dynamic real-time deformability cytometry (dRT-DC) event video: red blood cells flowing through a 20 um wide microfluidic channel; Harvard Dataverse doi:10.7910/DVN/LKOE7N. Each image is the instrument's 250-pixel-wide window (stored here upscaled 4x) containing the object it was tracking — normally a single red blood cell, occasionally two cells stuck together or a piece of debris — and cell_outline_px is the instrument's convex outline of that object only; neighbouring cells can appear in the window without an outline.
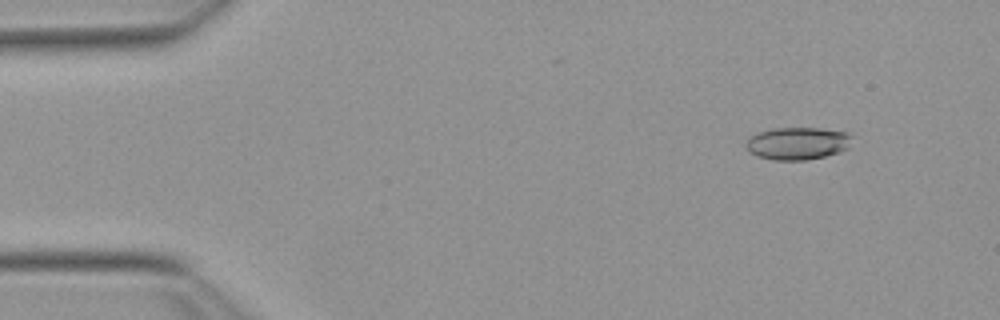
{"species": "Egyptian fruit bat (a non-hibernating species)", "species_latin": "Rousettus aegyptiacus", "temperature_condition": "warm", "stored_images_in_passage": 54, "camera_frame_rate_fps": 3000, "um_per_image_px": 0.085, "animal": {"sex": "female"}, "frame": {"image": 1, "passage_image": 6, "time_ms": 1.667, "image_size_px": [1000, 320], "cell_outline_px": [[852, 136], [848, 148], [840, 152], [824, 156], [804, 160], [772, 160], [756, 156], [748, 152], [744, 144], [752, 136], [760, 132], [772, 128], [820, 128], [848, 132]], "centroid_in_image_um": [67.78, 12.19], "position_along_channel_um": 17.2, "area_um2": 20.17}}
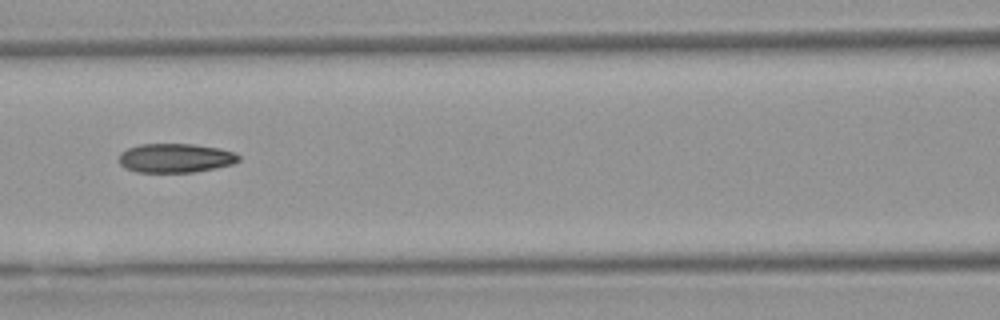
{"frame": {"image": 2, "passage_image": 24, "time_ms": 7.667, "image_size_px": [1000, 320], "cell_outline_px": [[240, 160], [232, 164], [216, 168], [192, 172], [136, 172], [124, 168], [120, 164], [120, 152], [128, 148], [140, 144], [192, 144], [220, 148], [236, 152], [240, 156]], "centroid_in_image_um": [14.93, 13.43], "position_along_channel_um": 151.7, "area_um2": 20.4}}
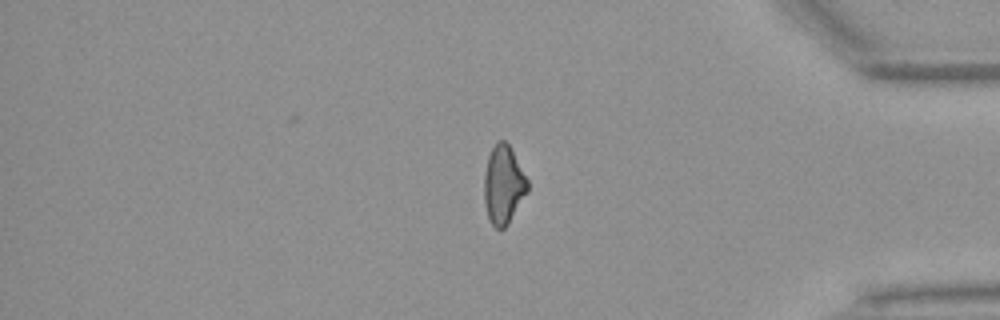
{"frame": {"image": 3, "passage_image": 45, "time_ms": 14.667, "image_size_px": [1000, 320], "cell_outline_px": [[528, 192], [508, 224], [504, 228], [496, 228], [492, 224], [488, 216], [484, 204], [484, 172], [488, 156], [496, 140], [504, 140], [508, 144], [528, 180]], "centroid_in_image_um": [42.78, 15.7], "position_along_channel_um": 392.4, "area_um2": 19.83}, "authors_computed_cell_mechanics": {"area_um2": 20.2878, "velocity_mm_per_s": 3.8347, "shape_relaxation_time_tau1_ms": null, "shape_relaxation_time_tau2_ms": 4.3234, "deformation_change_tau1": null, "deformation_change_tau2": 0.1256}}